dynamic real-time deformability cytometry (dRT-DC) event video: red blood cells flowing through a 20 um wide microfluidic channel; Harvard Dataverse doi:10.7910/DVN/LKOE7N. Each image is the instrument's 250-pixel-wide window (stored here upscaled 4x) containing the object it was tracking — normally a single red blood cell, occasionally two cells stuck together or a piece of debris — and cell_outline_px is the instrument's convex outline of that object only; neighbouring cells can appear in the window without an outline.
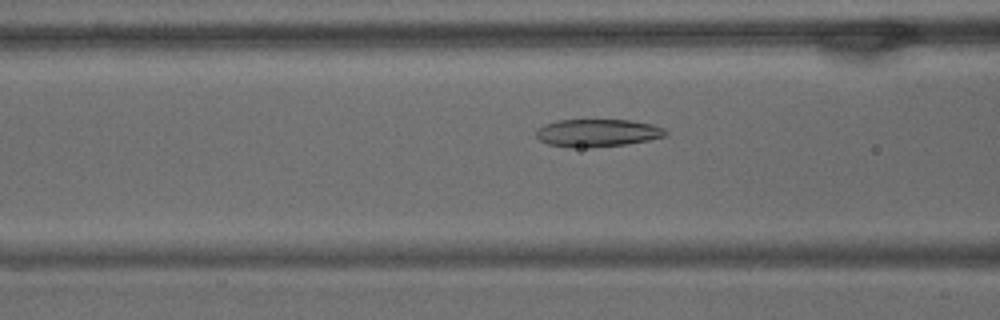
{"species": "common noctule bat (a hibernating species)", "species_latin": "Nyctalus noctula", "temperature_condition": "warm", "stored_images_in_passage": 42, "camera_frame_rate_fps": 3000, "um_per_image_px": 0.085, "animal": {"sex": "male", "body_mass_g": 15.6}, "frame": {"image": 1, "passage_image": 10, "time_ms": 3.0, "image_size_px": [1000, 320], "cell_outline_px": [[668, 136], [648, 140], [624, 144], [592, 148], [572, 148], [548, 144], [540, 140], [536, 136], [536, 128], [544, 124], [560, 120], [632, 120], [652, 124], [664, 128], [668, 132]], "centroid_in_image_um": [50.78, 11.3], "position_along_channel_um": 115.8, "area_um2": 21.1}}
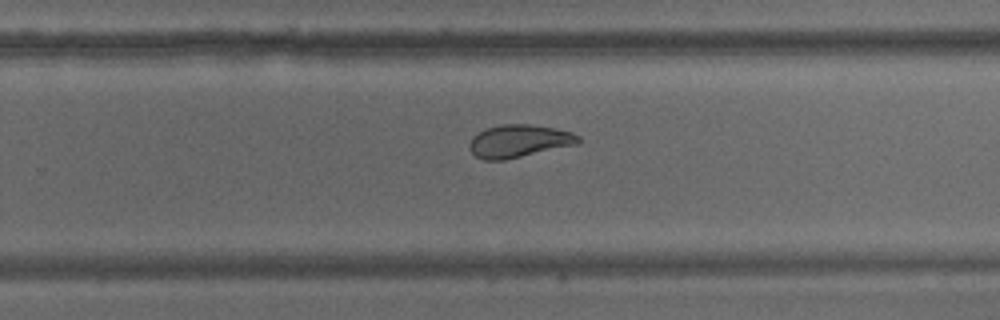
{"frame": {"image": 2, "passage_image": 25, "time_ms": 8.0, "image_size_px": [1000, 320], "cell_outline_px": [[580, 144], [504, 160], [484, 160], [476, 156], [468, 148], [468, 144], [472, 136], [488, 128], [500, 124], [532, 124], [556, 128], [572, 132], [580, 136]], "centroid_in_image_um": [44.14, 11.99], "position_along_channel_um": 285.7, "area_um2": 20.98}}
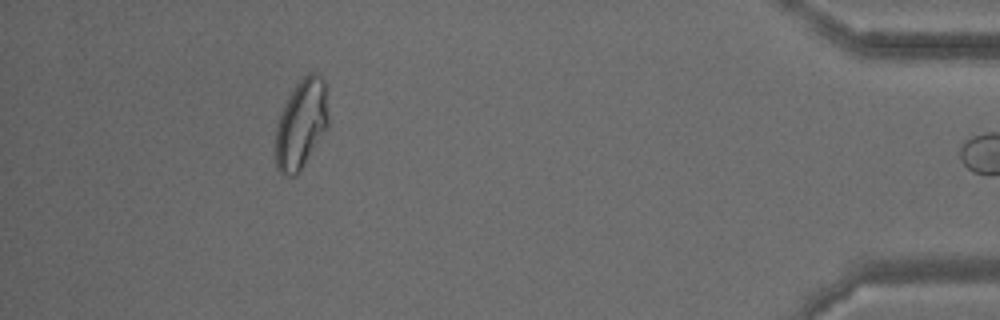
{"frame": {"image": 3, "passage_image": 41, "time_ms": 13.333, "image_size_px": [1000, 320], "cell_outline_px": [[328, 128], [300, 172], [296, 176], [288, 176], [280, 172], [276, 168], [276, 128], [284, 104], [288, 96], [296, 84], [308, 72], [316, 72], [324, 80], [328, 116]], "centroid_in_image_um": [25.61, 10.56], "position_along_channel_um": 409.6, "area_um2": 27.57}}